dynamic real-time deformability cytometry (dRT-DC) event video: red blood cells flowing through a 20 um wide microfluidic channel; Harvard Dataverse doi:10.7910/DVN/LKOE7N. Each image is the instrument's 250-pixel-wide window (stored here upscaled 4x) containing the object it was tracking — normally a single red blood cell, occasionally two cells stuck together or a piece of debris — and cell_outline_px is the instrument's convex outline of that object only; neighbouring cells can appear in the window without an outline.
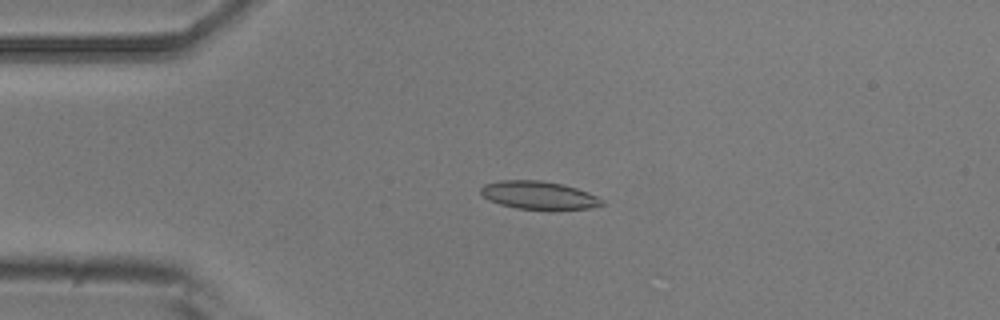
{"species": "common noctule bat (a hibernating species)", "species_latin": "Nyctalus noctula", "temperature_condition": "room temperature", "stored_images_in_passage": 51, "camera_frame_rate_fps": 3000, "um_per_image_px": 0.085, "animal": {"sex": "male", "body_mass_g": 20.5, "forearm_length_mm": 52.5}, "frame": {"image": 1, "passage_image": 12, "time_ms": 3.667, "image_size_px": [1000, 320], "cell_outline_px": [[604, 204], [592, 208], [548, 212], [516, 208], [500, 204], [488, 200], [480, 192], [480, 188], [484, 184], [500, 180], [540, 180], [564, 184], [588, 192], [604, 200]], "centroid_in_image_um": [45.83, 16.63], "position_along_channel_um": 39.2, "area_um2": 20.58}}
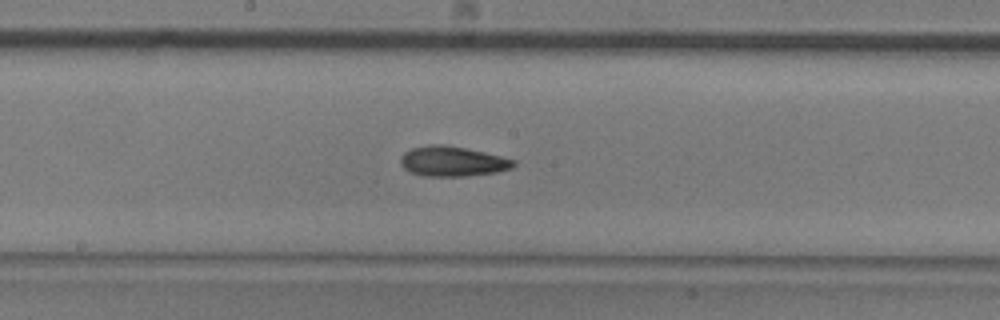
{"frame": {"image": 2, "passage_image": 27, "time_ms": 8.667, "image_size_px": [1000, 320], "cell_outline_px": [[516, 164], [512, 168], [496, 172], [468, 176], [424, 176], [412, 172], [404, 168], [400, 164], [400, 160], [404, 152], [412, 148], [428, 144], [444, 144], [484, 152], [516, 160]], "centroid_in_image_um": [38.46, 13.71], "position_along_channel_um": 209.7, "area_um2": 19.77}}
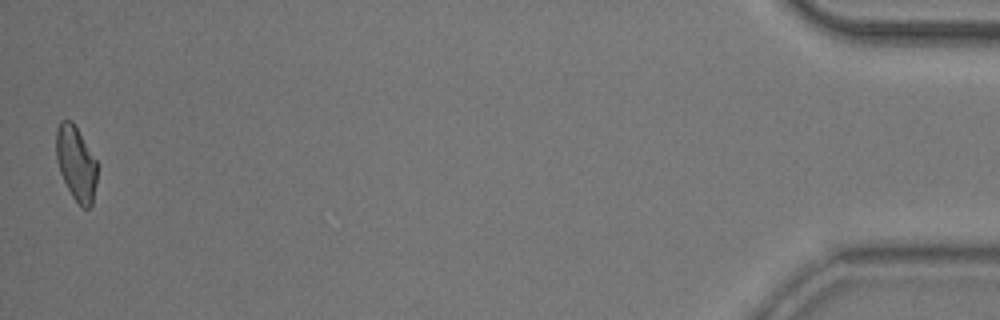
{"frame": {"image": 3, "passage_image": 51, "time_ms": 16.667, "image_size_px": [1000, 320], "cell_outline_px": [[96, 184], [92, 204], [88, 208], [84, 208], [72, 196], [60, 172], [56, 160], [56, 128], [60, 120], [72, 120], [96, 160]], "centroid_in_image_um": [6.45, 13.85], "position_along_channel_um": 428.8, "area_um2": 17.57}, "authors_computed_cell_mechanics": {"area_um2": 19.074, "velocity_mm_per_s": 3.9263, "shape_relaxation_time_tau1_ms": 10.5194, "shape_relaxation_time_tau2_ms": 2.5012, "deformation_change_tau1": 0.2218, "deformation_change_tau2": 0.0993}}